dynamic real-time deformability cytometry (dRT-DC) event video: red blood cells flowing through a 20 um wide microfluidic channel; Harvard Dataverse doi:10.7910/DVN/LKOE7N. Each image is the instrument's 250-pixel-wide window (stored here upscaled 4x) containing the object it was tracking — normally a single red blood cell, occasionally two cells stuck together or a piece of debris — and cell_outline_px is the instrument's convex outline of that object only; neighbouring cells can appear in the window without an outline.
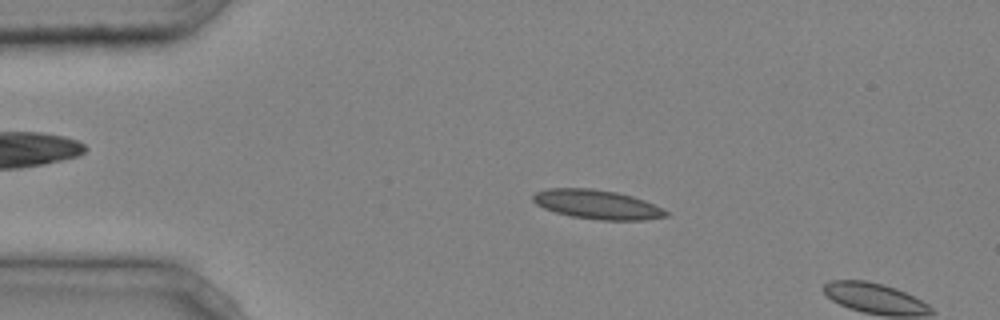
{"species": "common noctule bat (a hibernating species)", "species_latin": "Nyctalus noctula", "temperature_condition": "cold", "stored_images_in_passage": 8, "camera_frame_rate_fps": 3000, "um_per_image_px": 0.085, "animal": {"sex": "male", "body_mass_g": 20.4}, "frame": {"image": 1, "passage_image": 6, "time_ms": 1.667, "image_size_px": [1000, 320], "cell_outline_px": [[668, 216], [644, 220], [600, 220], [572, 216], [556, 212], [544, 208], [536, 204], [532, 200], [532, 196], [536, 192], [548, 188], [592, 188], [616, 192], [632, 196], [644, 200], [668, 212]], "centroid_in_image_um": [50.73, 17.37], "position_along_channel_um": 34.3, "area_um2": 22.43}}